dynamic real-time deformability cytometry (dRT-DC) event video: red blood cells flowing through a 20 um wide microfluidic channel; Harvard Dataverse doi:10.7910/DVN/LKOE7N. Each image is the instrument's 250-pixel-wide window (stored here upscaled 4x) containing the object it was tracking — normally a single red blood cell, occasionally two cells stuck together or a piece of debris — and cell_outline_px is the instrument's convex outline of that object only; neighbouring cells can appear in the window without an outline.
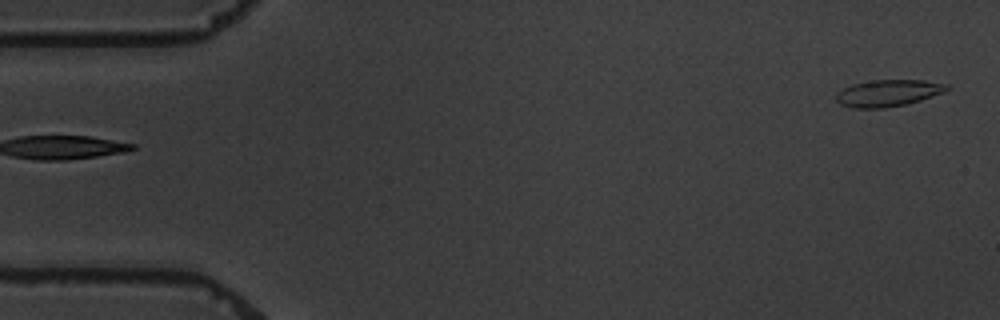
{"species": "common noctule bat (a hibernating species)", "species_latin": "Nyctalus noctula", "temperature_condition": "warm", "stored_images_in_passage": 6, "segment_of_instrument_passage": [2, 2], "camera_frame_rate_fps": 3000, "um_per_image_px": 0.085, "animal": {"sex": "male", "body_mass_g": 19.5, "forearm_length_mm": 54.6}, "frame": {"image": 1, "passage_image": 6, "time_ms": 5.667, "image_size_px": [1000, 320], "cell_outline_px": [[952, 88], [944, 92], [920, 100], [904, 104], [884, 108], [852, 108], [840, 104], [836, 100], [836, 92], [852, 84], [872, 80], [924, 80], [948, 84]], "centroid_in_image_um": [75.49, 7.9], "position_along_channel_um": 9.5, "area_um2": 17.28}}